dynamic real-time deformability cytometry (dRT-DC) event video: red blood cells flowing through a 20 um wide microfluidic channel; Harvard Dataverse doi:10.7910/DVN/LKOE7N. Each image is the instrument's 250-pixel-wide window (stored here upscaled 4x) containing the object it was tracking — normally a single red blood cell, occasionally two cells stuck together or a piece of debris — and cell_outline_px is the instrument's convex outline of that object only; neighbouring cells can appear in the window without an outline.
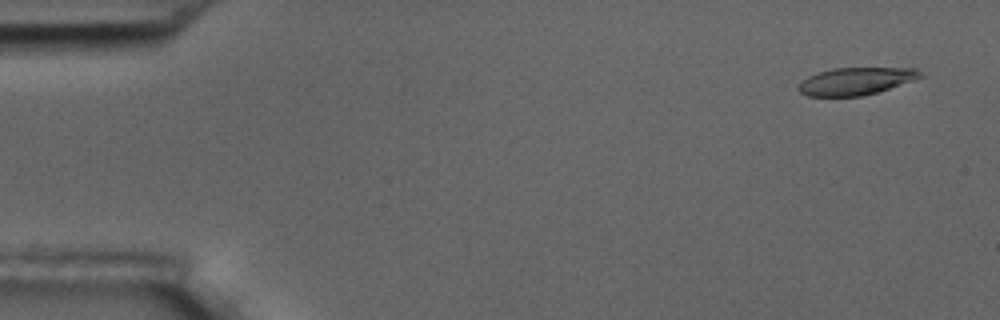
{"species": "common noctule bat (a hibernating species)", "species_latin": "Nyctalus noctula", "temperature_condition": "room temperature", "stored_images_in_passage": 5, "camera_frame_rate_fps": 3000, "um_per_image_px": 0.085, "animal": {"sex": "male", "body_mass_g": 17.5, "forearm_length_mm": 52.3}, "frame": {"image": 1, "passage_image": 1, "time_ms": 0.0, "image_size_px": [1000, 320], "cell_outline_px": [[928, 76], [876, 92], [860, 96], [808, 96], [800, 92], [796, 88], [800, 80], [808, 76], [832, 68], [920, 68]], "centroid_in_image_um": [72.8, 6.88], "position_along_channel_um": 12.2, "area_um2": 19.71}}
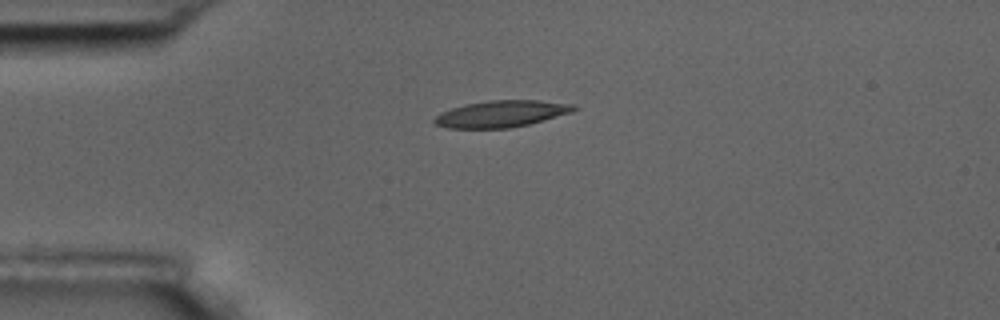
{"frame": {"image": 2, "passage_image": 4, "time_ms": 3.667, "image_size_px": [1000, 320], "cell_outline_px": [[580, 108], [572, 112], [544, 120], [528, 124], [508, 128], [448, 128], [436, 124], [432, 120], [440, 112], [452, 108], [468, 104], [488, 100], [540, 100], [576, 104]], "centroid_in_image_um": [42.66, 9.66], "position_along_channel_um": 42.3, "area_um2": 21.68}}